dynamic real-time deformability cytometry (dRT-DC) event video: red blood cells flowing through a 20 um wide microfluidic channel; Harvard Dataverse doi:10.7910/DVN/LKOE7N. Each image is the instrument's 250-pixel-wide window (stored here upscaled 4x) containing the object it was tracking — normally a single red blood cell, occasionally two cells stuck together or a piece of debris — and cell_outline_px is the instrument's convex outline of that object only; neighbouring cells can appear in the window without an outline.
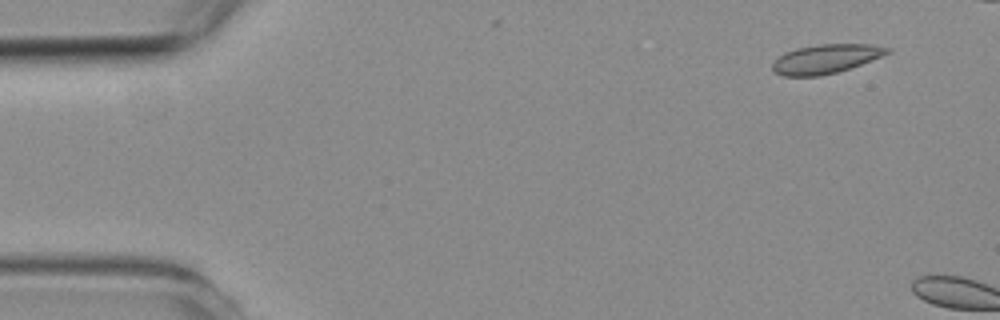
{"species": "common noctule bat (a hibernating species)", "species_latin": "Nyctalus noctula", "temperature_condition": "room temperature", "stored_images_in_passage": 2, "camera_frame_rate_fps": 3000, "um_per_image_px": 0.085, "animal": {"sex": "female", "body_mass_g": 19.3, "forearm_length_mm": 54.1}, "frame": {"image": 1, "passage_image": 1, "time_ms": 0.0, "image_size_px": [1000, 320], "cell_outline_px": [[892, 52], [872, 60], [836, 72], [820, 76], [784, 76], [772, 72], [772, 60], [784, 52], [796, 48], [820, 44], [872, 44], [892, 48]], "centroid_in_image_um": [70.16, 5.0], "position_along_channel_um": 14.8, "area_um2": 19.65}}